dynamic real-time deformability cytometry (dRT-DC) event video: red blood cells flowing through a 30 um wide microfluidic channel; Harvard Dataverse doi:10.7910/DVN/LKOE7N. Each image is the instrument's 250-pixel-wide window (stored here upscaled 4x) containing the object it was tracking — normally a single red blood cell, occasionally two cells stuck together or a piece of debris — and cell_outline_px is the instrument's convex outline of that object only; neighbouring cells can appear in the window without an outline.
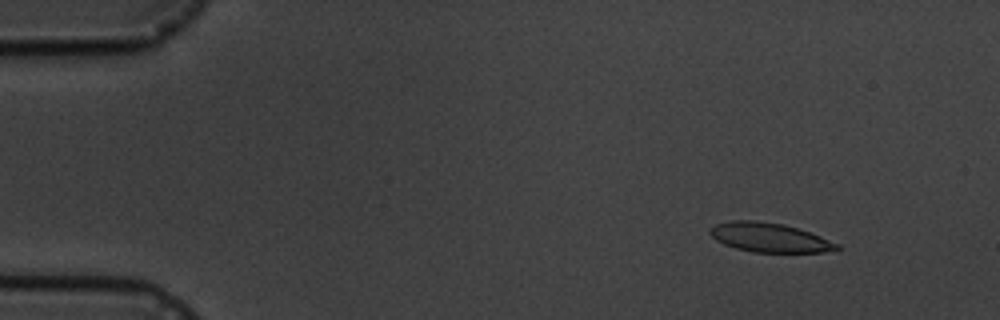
{"species": "common noctule bat (a hibernating species)", "species_latin": "Nyctalus noctula", "temperature_condition": "cold", "stored_images_in_passage": 5, "camera_frame_rate_fps": 3000, "um_per_image_px": 0.085, "animal": {"sex": "male", "body_mass_g": 19.5, "forearm_length_mm": 54.6}, "frame": {"image": 1, "passage_image": 3, "time_ms": 2.0, "image_size_px": [1000, 320], "cell_outline_px": [[840, 248], [824, 252], [752, 252], [736, 248], [724, 244], [716, 240], [708, 232], [708, 228], [716, 224], [732, 220], [756, 220], [784, 224], [820, 236], [840, 244]], "centroid_in_image_um": [65.37, 20.18], "position_along_channel_um": 19.6, "area_um2": 21.56}}
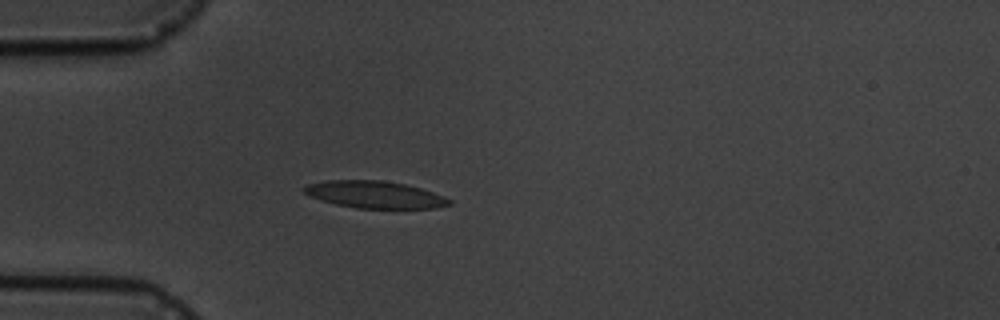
{"frame": {"image": 2, "passage_image": 5, "time_ms": 5.333, "image_size_px": [1000, 320], "cell_outline_px": [[452, 204], [436, 208], [356, 208], [336, 204], [320, 200], [308, 196], [300, 188], [308, 184], [324, 180], [380, 180], [404, 184], [420, 188], [444, 196], [452, 200]], "centroid_in_image_um": [31.82, 16.54], "position_along_channel_um": 53.2, "area_um2": 23.0}}